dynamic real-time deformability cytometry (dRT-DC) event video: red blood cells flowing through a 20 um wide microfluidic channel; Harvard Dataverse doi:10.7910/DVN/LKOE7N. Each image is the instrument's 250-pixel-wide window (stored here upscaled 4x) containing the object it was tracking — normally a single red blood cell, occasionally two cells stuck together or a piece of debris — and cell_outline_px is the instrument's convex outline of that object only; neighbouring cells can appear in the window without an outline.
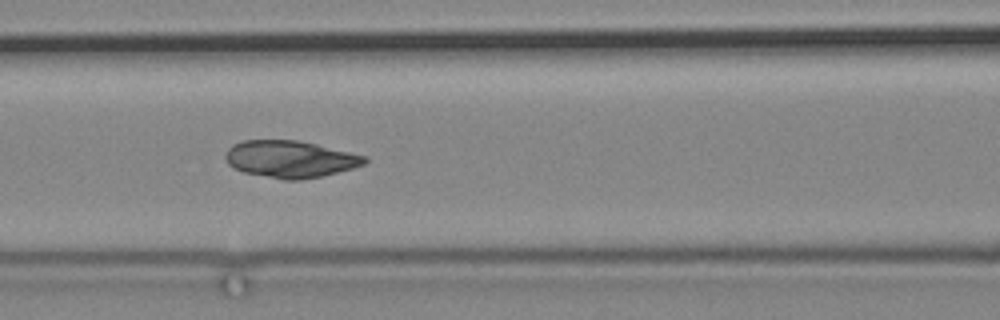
{"species": "common noctule bat (a hibernating species)", "species_latin": "Nyctalus noctula", "temperature_condition": "cold", "stored_images_in_passage": 4, "camera_frame_rate_fps": 3000, "um_per_image_px": 0.085, "animal": {"sex": "male", "body_mass_g": 19.2, "forearm_length_mm": 51.8}, "frame": {"image": 1, "passage_image": 4, "time_ms": 3.333, "image_size_px": [1000, 320], "cell_outline_px": [[368, 160], [364, 164], [352, 168], [320, 176], [300, 180], [284, 180], [244, 172], [228, 164], [224, 156], [228, 148], [232, 144], [244, 140], [296, 140], [316, 144], [368, 156]], "centroid_in_image_um": [24.66, 13.51], "position_along_channel_um": 141.9, "area_um2": 29.88}}